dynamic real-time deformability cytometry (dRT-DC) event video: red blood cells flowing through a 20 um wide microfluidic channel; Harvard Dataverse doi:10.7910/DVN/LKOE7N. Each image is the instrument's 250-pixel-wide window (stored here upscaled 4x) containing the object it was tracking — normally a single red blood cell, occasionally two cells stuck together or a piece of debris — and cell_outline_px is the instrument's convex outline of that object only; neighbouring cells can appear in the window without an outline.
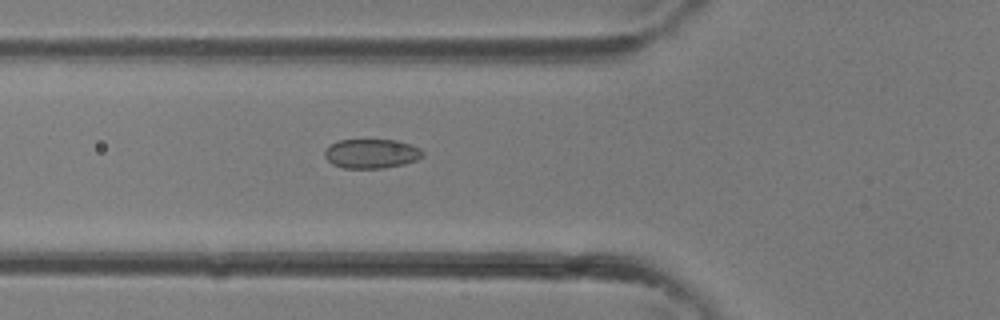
{"species": "common noctule bat (a hibernating species)", "species_latin": "Nyctalus noctula", "temperature_condition": "room temperature", "stored_images_in_passage": 37, "camera_frame_rate_fps": 3000, "um_per_image_px": 0.085, "animal": {"sex": "female"}, "frame": {"image": 1, "passage_image": 13, "time_ms": 4.0, "image_size_px": [1000, 320], "cell_outline_px": [[424, 156], [416, 160], [404, 164], [384, 168], [344, 168], [332, 164], [324, 156], [324, 152], [332, 144], [340, 140], [396, 140], [420, 148], [424, 152]], "centroid_in_image_um": [31.59, 13.07], "position_along_channel_um": 94.2, "area_um2": 16.65}}
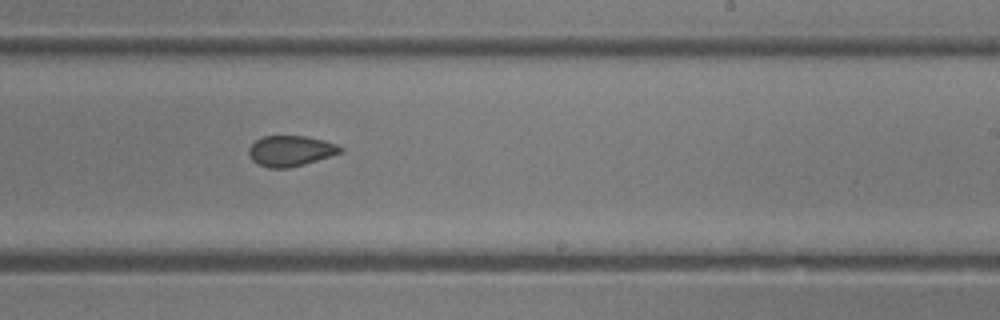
{"frame": {"image": 2, "passage_image": 22, "time_ms": 7.0, "image_size_px": [1000, 320], "cell_outline_px": [[344, 152], [304, 164], [288, 168], [268, 168], [252, 160], [248, 152], [248, 148], [256, 140], [264, 136], [304, 136], [324, 140], [336, 144], [344, 148]], "centroid_in_image_um": [24.72, 12.82], "position_along_channel_um": 264.3, "area_um2": 16.3}}
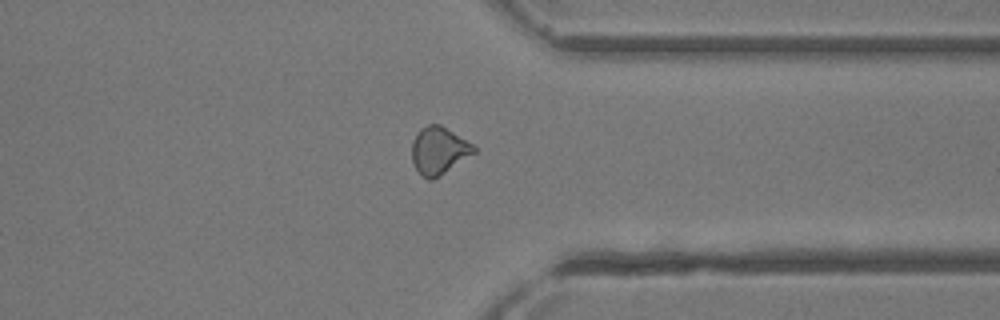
{"frame": {"image": 3, "passage_image": 28, "time_ms": 9.0, "image_size_px": [1000, 320], "cell_outline_px": [[476, 152], [440, 176], [432, 180], [428, 180], [416, 168], [412, 160], [412, 140], [420, 128], [428, 124], [440, 124], [472, 144], [476, 148]], "centroid_in_image_um": [37.29, 12.79], "position_along_channel_um": 374.1, "area_um2": 16.99}}